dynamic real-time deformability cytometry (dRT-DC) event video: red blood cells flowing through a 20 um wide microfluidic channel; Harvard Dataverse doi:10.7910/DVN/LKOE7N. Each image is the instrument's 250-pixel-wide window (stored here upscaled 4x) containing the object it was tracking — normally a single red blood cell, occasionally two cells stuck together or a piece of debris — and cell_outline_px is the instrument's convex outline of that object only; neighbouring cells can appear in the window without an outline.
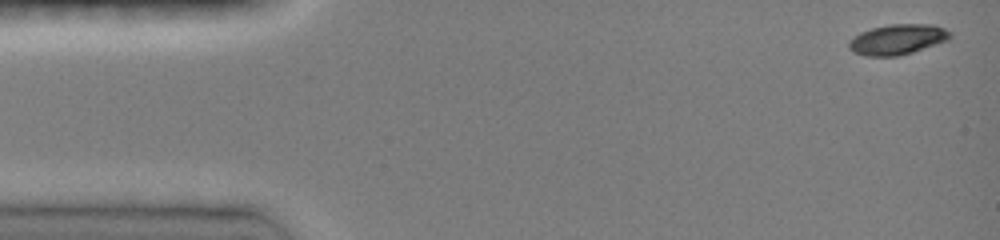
{"species": "common noctule bat (a hibernating species)", "species_latin": "Nyctalus noctula", "temperature_condition": "room temperature", "stored_images_in_passage": 7, "camera_frame_rate_fps": 3000, "um_per_image_px": 0.085, "animal": {"sex": "female", "body_mass_g": 19.0, "forearm_length_mm": 51.5}, "frame": {"image": 1, "passage_image": 1, "time_ms": 0.0, "image_size_px": [1000, 240], "cell_outline_px": [[952, 36], [948, 40], [912, 52], [896, 56], [864, 56], [852, 52], [848, 48], [848, 40], [860, 32], [872, 28], [892, 24], [932, 24], [944, 28], [952, 32]], "centroid_in_image_um": [76.27, 3.35], "position_along_channel_um": 8.7, "area_um2": 17.98}}
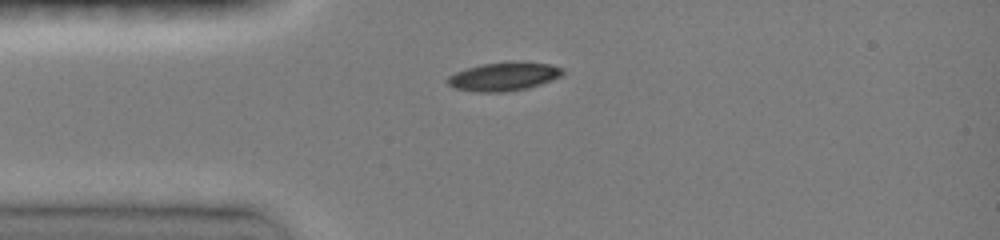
{"frame": {"image": 2, "passage_image": 6, "time_ms": 3.333, "image_size_px": [1000, 240], "cell_outline_px": [[564, 76], [528, 88], [504, 92], [476, 92], [456, 88], [448, 84], [448, 76], [456, 72], [480, 64], [552, 64], [564, 68]], "centroid_in_image_um": [42.85, 6.54], "position_along_channel_um": 42.2, "area_um2": 18.44}}